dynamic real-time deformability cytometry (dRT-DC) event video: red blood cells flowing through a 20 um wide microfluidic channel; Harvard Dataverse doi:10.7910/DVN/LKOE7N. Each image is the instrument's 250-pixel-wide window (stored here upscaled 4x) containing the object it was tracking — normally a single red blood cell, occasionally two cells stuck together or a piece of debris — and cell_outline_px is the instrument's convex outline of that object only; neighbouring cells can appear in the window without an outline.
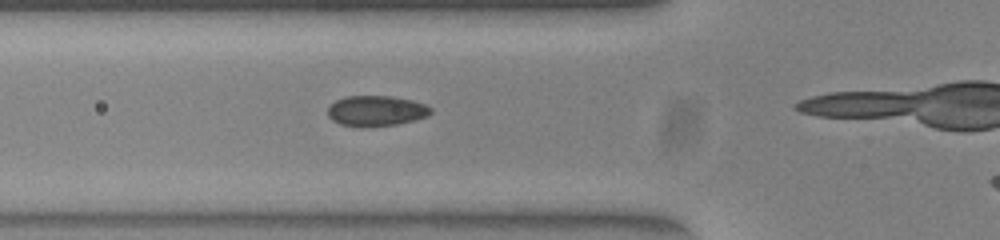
{"species": "common noctule bat (a hibernating species)", "species_latin": "Nyctalus noctula", "temperature_condition": "warm", "stored_images_in_passage": 14, "camera_frame_rate_fps": 3000, "um_per_image_px": 0.085, "animal": {"sex": "female", "body_mass_g": 23.0, "forearm_length_mm": 53.4}, "frame": {"image": 1, "passage_image": 10, "time_ms": 3.0, "image_size_px": [1000, 240], "cell_outline_px": [[432, 112], [428, 116], [416, 120], [396, 124], [340, 124], [332, 120], [328, 116], [328, 104], [344, 96], [392, 96], [412, 100], [424, 104], [432, 108]], "centroid_in_image_um": [31.99, 9.37], "position_along_channel_um": 93.8, "area_um2": 17.8}}